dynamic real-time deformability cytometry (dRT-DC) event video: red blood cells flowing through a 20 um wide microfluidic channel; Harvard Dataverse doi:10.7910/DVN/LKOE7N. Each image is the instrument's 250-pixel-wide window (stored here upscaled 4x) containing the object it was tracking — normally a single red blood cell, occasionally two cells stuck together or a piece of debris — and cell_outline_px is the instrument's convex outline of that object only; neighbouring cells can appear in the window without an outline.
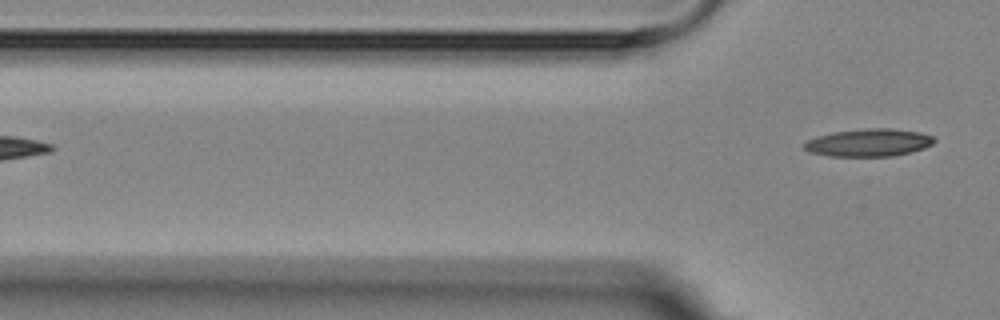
{"species": "Egyptian fruit bat (a non-hibernating species)", "species_latin": "Rousettus aegyptiacus", "temperature_condition": "room temperature", "stored_images_in_passage": 5, "segment_of_instrument_passage": [2, 2], "camera_frame_rate_fps": 3000, "um_per_image_px": 0.085, "animal": {"sex": "female"}, "frame": {"image": 1, "passage_image": 5, "time_ms": 5.333, "image_size_px": [1000, 320], "cell_outline_px": [[936, 140], [932, 144], [924, 148], [912, 152], [896, 156], [828, 156], [812, 152], [804, 148], [804, 144], [808, 140], [816, 136], [832, 132], [864, 128], [892, 128], [920, 132], [932, 136]], "centroid_in_image_um": [73.87, 12.12], "position_along_channel_um": 51.9, "area_um2": 21.04}}